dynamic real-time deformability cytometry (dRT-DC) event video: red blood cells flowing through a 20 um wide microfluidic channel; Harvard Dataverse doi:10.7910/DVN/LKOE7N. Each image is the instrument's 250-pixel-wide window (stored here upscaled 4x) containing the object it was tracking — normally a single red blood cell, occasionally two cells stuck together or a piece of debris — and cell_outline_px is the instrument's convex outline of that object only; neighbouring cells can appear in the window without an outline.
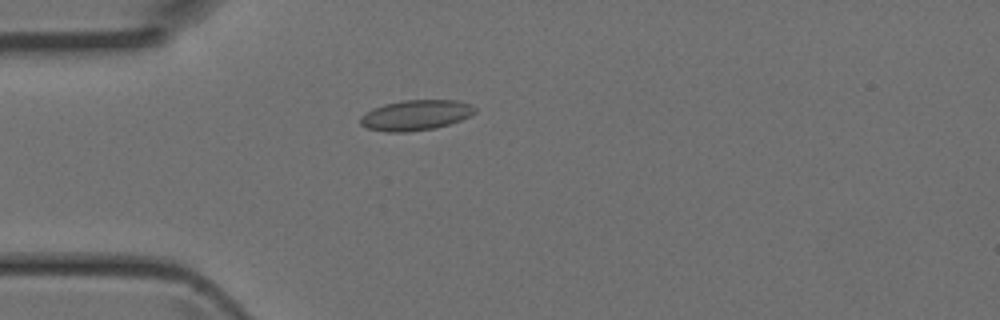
{"species": "Egyptian fruit bat (a non-hibernating species)", "species_latin": "Rousettus aegyptiacus", "temperature_condition": "room temperature", "stored_images_in_passage": 3, "camera_frame_rate_fps": 3000, "um_per_image_px": 0.085, "animal": {"sex": "female"}, "frame": {"image": 1, "passage_image": 3, "time_ms": 0.667, "image_size_px": [1000, 320], "cell_outline_px": [[476, 112], [460, 120], [436, 128], [408, 132], [388, 132], [368, 128], [360, 124], [360, 116], [372, 108], [384, 104], [404, 100], [456, 100], [468, 104], [476, 108]], "centroid_in_image_um": [35.31, 9.79], "position_along_channel_um": 49.7, "area_um2": 20.17}}